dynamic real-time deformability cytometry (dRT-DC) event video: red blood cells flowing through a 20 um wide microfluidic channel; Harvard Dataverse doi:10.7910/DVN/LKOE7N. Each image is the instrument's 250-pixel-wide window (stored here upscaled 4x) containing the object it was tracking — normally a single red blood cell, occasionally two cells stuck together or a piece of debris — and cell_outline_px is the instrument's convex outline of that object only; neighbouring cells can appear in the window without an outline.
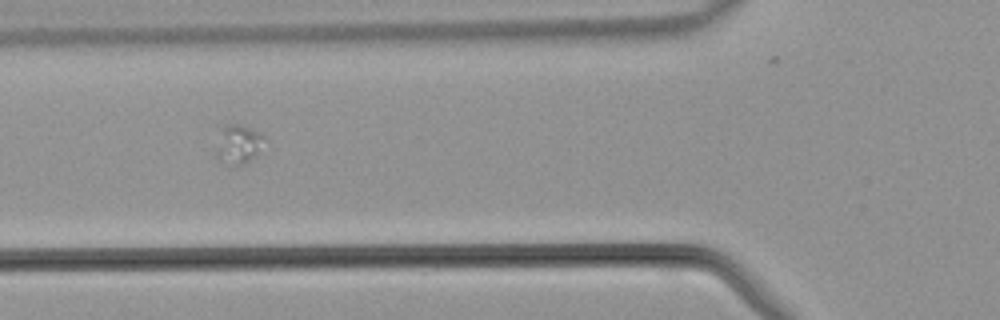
{"species": "common noctule bat (a hibernating species)", "species_latin": "Nyctalus noctula", "temperature_condition": "warm", "stored_images_in_passage": 27, "camera_frame_rate_fps": 3000, "um_per_image_px": 0.085, "animal": {"sex": "male", "body_mass_g": 21.5, "forearm_length_mm": 52.0}, "frame": {"image": 1, "passage_image": 16, "time_ms": 5.0, "image_size_px": [1000, 320], "cell_outline_px": [[264, 136], [256, 152], [244, 164], [228, 164], [220, 160], [216, 156], [216, 152], [224, 124], [240, 124], [260, 132]], "centroid_in_image_um": [20.23, 12.23], "position_along_channel_um": 105.6, "area_um2": 10.23}}
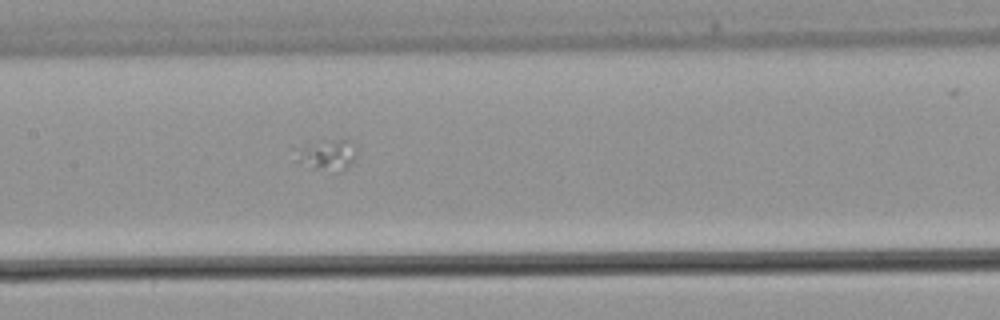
{"frame": {"image": 2, "passage_image": 21, "time_ms": 6.667, "image_size_px": [1000, 320], "cell_outline_px": [[360, 148], [356, 160], [344, 168], [312, 168], [304, 160], [304, 148], [308, 144], [348, 136]], "centroid_in_image_um": [28.18, 13.04], "position_along_channel_um": 179.2, "area_um2": 10.0}}